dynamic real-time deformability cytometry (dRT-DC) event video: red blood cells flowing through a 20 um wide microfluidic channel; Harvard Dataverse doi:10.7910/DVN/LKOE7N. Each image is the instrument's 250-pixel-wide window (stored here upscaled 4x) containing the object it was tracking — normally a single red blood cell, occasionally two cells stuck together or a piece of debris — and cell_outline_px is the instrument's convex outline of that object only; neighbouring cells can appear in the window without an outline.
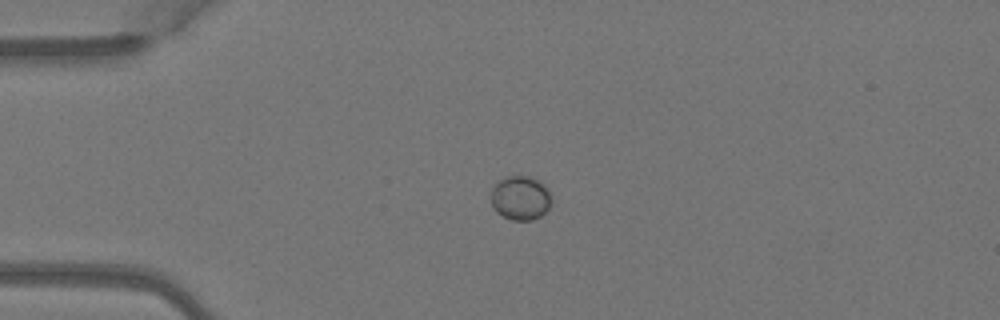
{"species": "Egyptian fruit bat (a non-hibernating species)", "species_latin": "Rousettus aegyptiacus", "temperature_condition": "warm", "stored_images_in_passage": 4, "camera_frame_rate_fps": 3000, "um_per_image_px": 0.085, "animal": {"sex": "female"}, "frame": {"image": 1, "passage_image": 1, "time_ms": 0.0, "image_size_px": [1000, 320], "cell_outline_px": [[552, 200], [548, 208], [540, 216], [532, 220], [512, 220], [496, 212], [492, 208], [488, 196], [492, 188], [500, 180], [508, 176], [532, 176], [540, 180], [544, 184]], "centroid_in_image_um": [44.2, 16.82], "position_along_channel_um": 40.8, "area_um2": 15.78}}
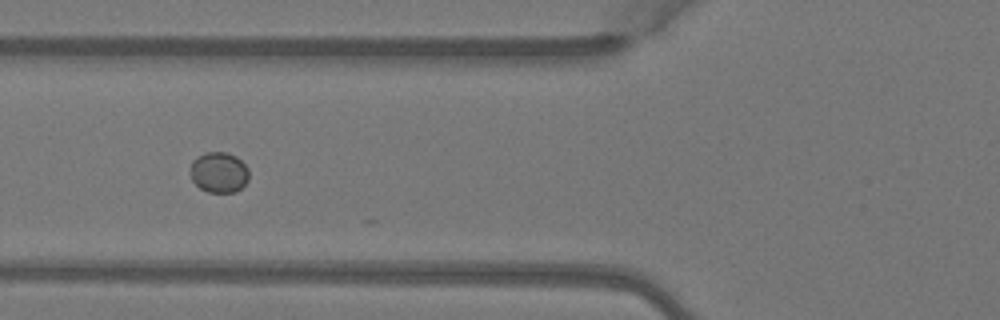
{"frame": {"image": 2, "passage_image": 3, "time_ms": 0.667, "image_size_px": [1000, 320], "cell_outline_px": [[248, 180], [236, 192], [208, 192], [200, 188], [192, 180], [192, 160], [208, 152], [224, 152], [236, 156], [248, 168]], "centroid_in_image_um": [18.63, 14.66], "position_along_channel_um": 107.2, "area_um2": 13.58}}
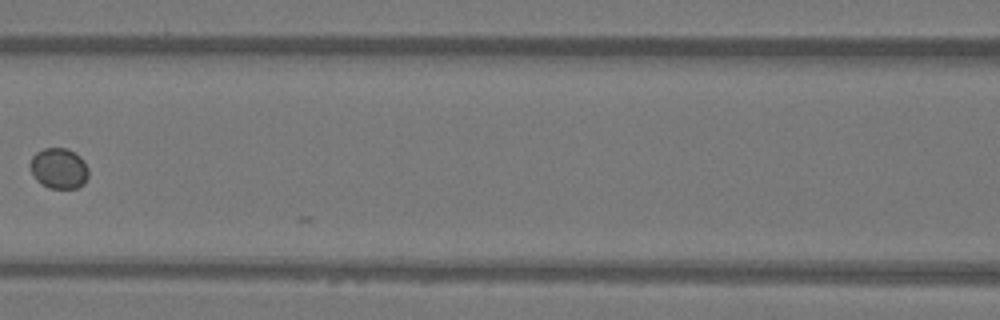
{"frame": {"image": 3, "passage_image": 4, "time_ms": 1.0, "image_size_px": [1000, 320], "cell_outline_px": [[88, 176], [84, 184], [76, 188], [48, 188], [40, 184], [36, 180], [28, 164], [32, 156], [36, 152], [44, 148], [68, 148], [80, 156], [84, 160], [88, 168]], "centroid_in_image_um": [4.99, 14.31], "position_along_channel_um": 161.6, "area_um2": 14.05}}